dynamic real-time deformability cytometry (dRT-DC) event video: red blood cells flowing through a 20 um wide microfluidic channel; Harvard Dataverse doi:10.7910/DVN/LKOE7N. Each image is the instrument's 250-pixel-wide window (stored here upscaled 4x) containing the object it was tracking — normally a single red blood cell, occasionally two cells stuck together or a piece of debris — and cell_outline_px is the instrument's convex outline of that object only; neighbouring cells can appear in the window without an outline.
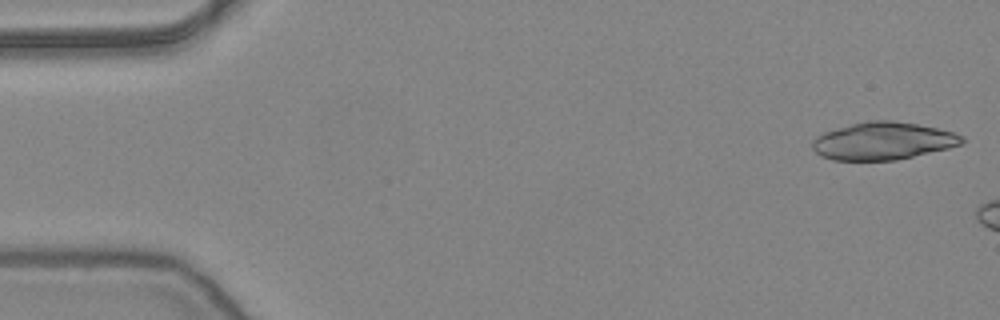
{"species": "common noctule bat (a hibernating species)", "species_latin": "Nyctalus noctula", "temperature_condition": "warm", "stored_images_in_passage": 6, "camera_frame_rate_fps": 3000, "um_per_image_px": 0.085, "animal": {"sex": "female", "body_mass_g": 24.6, "forearm_length_mm": 56.2}, "frame": {"image": 1, "passage_image": 1, "time_ms": 0.0, "image_size_px": [1000, 320], "cell_outline_px": [[964, 144], [948, 148], [896, 160], [832, 160], [820, 156], [812, 148], [812, 140], [816, 136], [824, 132], [852, 124], [868, 120], [892, 120], [916, 124], [936, 128], [952, 132], [964, 136]], "centroid_in_image_um": [75.04, 11.98], "position_along_channel_um": 10.0, "area_um2": 32.66}}